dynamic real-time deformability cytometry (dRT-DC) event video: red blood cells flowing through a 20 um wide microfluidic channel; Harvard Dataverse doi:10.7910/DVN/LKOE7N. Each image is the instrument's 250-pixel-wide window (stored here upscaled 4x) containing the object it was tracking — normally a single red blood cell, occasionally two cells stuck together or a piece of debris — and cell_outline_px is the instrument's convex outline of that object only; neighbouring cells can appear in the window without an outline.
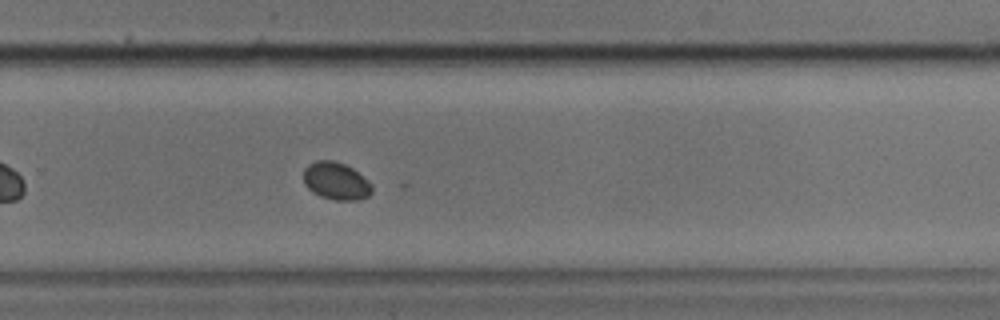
{"species": "common noctule bat (a hibernating species)", "species_latin": "Nyctalus noctula", "temperature_condition": "cold", "stored_images_in_passage": 35, "camera_frame_rate_fps": 3000, "um_per_image_px": 0.085, "animal": {"sex": "male", "body_mass_g": 17.9, "forearm_length_mm": 54.2}, "frame": {"image": 1, "passage_image": 25, "time_ms": 8.0, "image_size_px": [1000, 320], "cell_outline_px": [[372, 192], [368, 196], [356, 200], [332, 200], [320, 196], [312, 192], [304, 184], [304, 168], [308, 164], [316, 160], [332, 160], [344, 164], [352, 168], [368, 180], [372, 184]], "centroid_in_image_um": [28.55, 15.39], "position_along_channel_um": 301.3, "area_um2": 15.03}}